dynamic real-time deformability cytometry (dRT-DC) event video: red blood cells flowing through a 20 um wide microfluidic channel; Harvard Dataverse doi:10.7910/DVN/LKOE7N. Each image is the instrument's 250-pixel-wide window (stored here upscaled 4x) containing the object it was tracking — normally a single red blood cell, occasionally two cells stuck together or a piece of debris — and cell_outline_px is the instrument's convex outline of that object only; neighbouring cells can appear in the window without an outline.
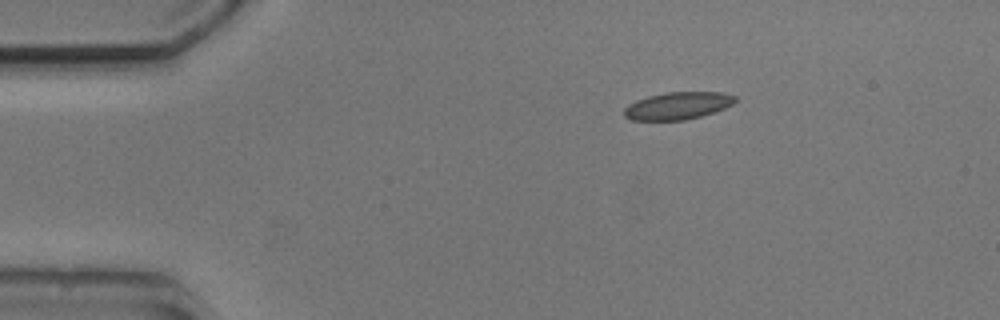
{"species": "common noctule bat (a hibernating species)", "species_latin": "Nyctalus noctula", "temperature_condition": "cold", "stored_images_in_passage": 3, "camera_frame_rate_fps": 3000, "um_per_image_px": 0.085, "animal": {"sex": "male", "body_mass_g": 20.5, "forearm_length_mm": 52.5}, "frame": {"image": 1, "passage_image": 1, "time_ms": 0.0, "image_size_px": [1000, 320], "cell_outline_px": [[736, 100], [732, 104], [724, 108], [700, 116], [684, 120], [632, 120], [624, 116], [624, 108], [628, 104], [636, 100], [648, 96], [664, 92], [724, 92], [736, 96]], "centroid_in_image_um": [57.59, 8.98], "position_along_channel_um": 27.4, "area_um2": 17.69}}
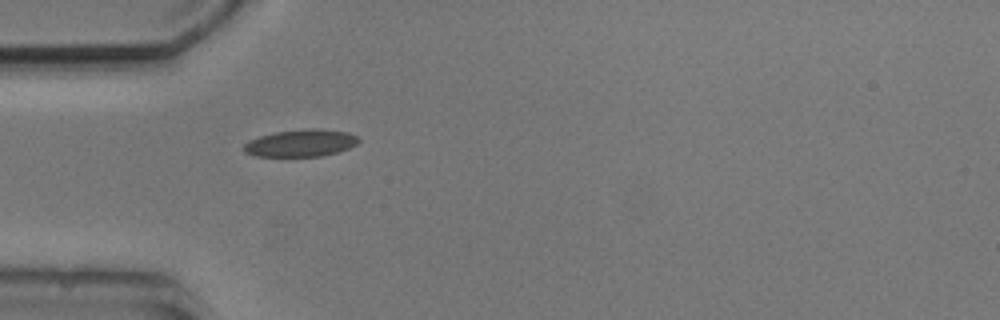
{"frame": {"image": 2, "passage_image": 3, "time_ms": 2.333, "image_size_px": [1000, 320], "cell_outline_px": [[360, 140], [356, 144], [348, 148], [336, 152], [320, 156], [256, 156], [244, 152], [244, 144], [248, 140], [260, 136], [276, 132], [304, 128], [316, 128], [348, 132], [356, 136]], "centroid_in_image_um": [25.55, 12.15], "position_along_channel_um": 59.4, "area_um2": 18.09}}